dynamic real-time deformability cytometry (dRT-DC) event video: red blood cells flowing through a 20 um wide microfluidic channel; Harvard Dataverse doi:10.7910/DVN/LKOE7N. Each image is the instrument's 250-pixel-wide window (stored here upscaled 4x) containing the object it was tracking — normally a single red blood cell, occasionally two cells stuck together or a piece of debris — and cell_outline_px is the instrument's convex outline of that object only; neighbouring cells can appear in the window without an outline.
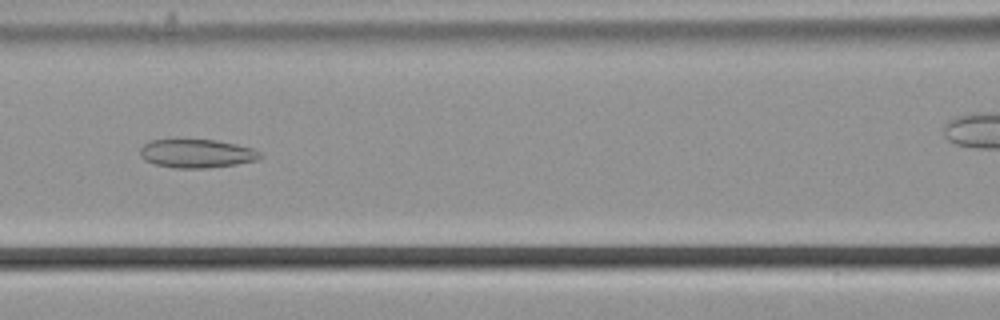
{"species": "common noctule bat (a hibernating species)", "species_latin": "Nyctalus noctula", "temperature_condition": "cold", "stored_images_in_passage": 46, "camera_frame_rate_fps": 3000, "um_per_image_px": 0.085, "animal": {"sex": "male", "body_mass_g": 21.5, "forearm_length_mm": 52.0}, "frame": {"image": 1, "passage_image": 25, "time_ms": 8.0, "image_size_px": [1000, 320], "cell_outline_px": [[264, 156], [256, 160], [236, 164], [208, 168], [176, 168], [156, 164], [144, 160], [140, 156], [140, 148], [144, 144], [152, 140], [176, 136], [216, 140], [236, 144], [252, 148], [260, 152]], "centroid_in_image_um": [16.67, 12.99], "position_along_channel_um": 149.9, "area_um2": 20.81}}
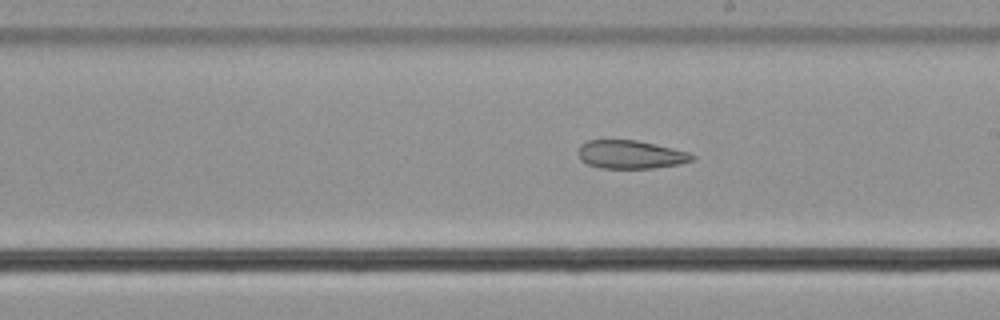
{"frame": {"image": 2, "passage_image": 32, "time_ms": 10.333, "image_size_px": [1000, 320], "cell_outline_px": [[696, 156], [692, 160], [680, 164], [652, 168], [600, 168], [588, 164], [580, 160], [580, 144], [588, 140], [636, 140], [672, 148], [688, 152]], "centroid_in_image_um": [53.6, 13.14], "position_along_channel_um": 235.4, "area_um2": 18.61}}
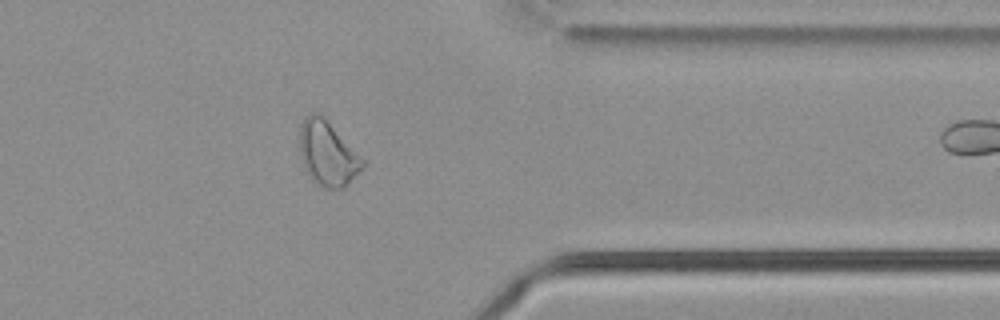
{"frame": {"image": 3, "passage_image": 45, "time_ms": 14.667, "image_size_px": [1000, 320], "cell_outline_px": [[364, 164], [344, 188], [320, 188], [304, 172], [300, 152], [300, 124], [304, 116], [312, 112], [320, 112], [364, 160]], "centroid_in_image_um": [27.78, 13.03], "position_along_channel_um": 383.6, "area_um2": 23.76}}